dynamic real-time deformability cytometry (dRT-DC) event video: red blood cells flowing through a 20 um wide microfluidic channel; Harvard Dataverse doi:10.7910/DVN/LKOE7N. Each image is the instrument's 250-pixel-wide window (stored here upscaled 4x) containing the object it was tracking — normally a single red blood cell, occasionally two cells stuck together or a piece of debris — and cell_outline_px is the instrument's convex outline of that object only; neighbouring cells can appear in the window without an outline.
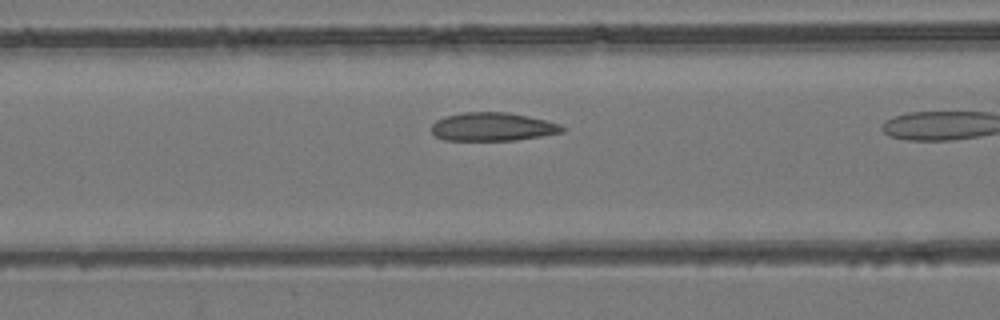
{"species": "common noctule bat (a hibernating species)", "species_latin": "Nyctalus noctula", "temperature_condition": "room temperature", "stored_images_in_passage": 11, "camera_frame_rate_fps": 3000, "um_per_image_px": 0.085, "animal": {"sex": "female", "body_mass_g": 24.6, "forearm_length_mm": 56.2}, "frame": {"image": 1, "passage_image": 10, "time_ms": 3.0, "image_size_px": [1000, 320], "cell_outline_px": [[564, 132], [516, 140], [444, 140], [436, 136], [432, 132], [432, 124], [436, 120], [444, 116], [464, 112], [508, 112], [528, 116], [560, 124], [564, 128]], "centroid_in_image_um": [41.85, 10.77], "position_along_channel_um": 124.7, "area_um2": 21.56}}